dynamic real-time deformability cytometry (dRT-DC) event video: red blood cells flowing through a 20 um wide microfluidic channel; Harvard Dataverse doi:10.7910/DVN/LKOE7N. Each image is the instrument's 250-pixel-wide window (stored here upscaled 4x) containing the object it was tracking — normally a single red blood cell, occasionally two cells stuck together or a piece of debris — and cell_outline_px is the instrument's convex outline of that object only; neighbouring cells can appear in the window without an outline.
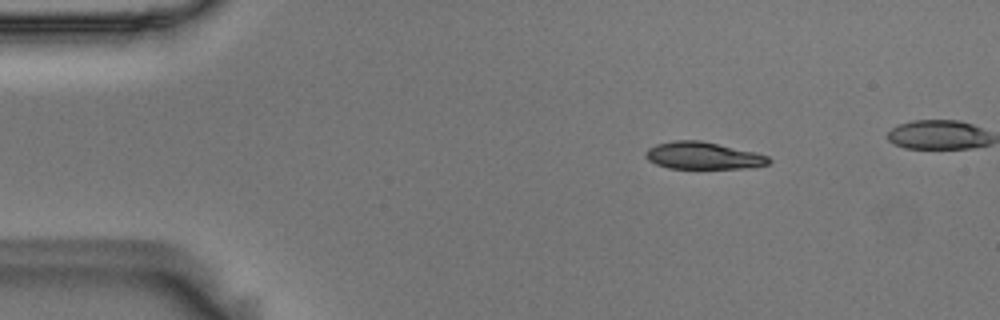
{"species": "Egyptian fruit bat (a non-hibernating species)", "species_latin": "Rousettus aegyptiacus", "temperature_condition": "room temperature", "stored_images_in_passage": 4, "camera_frame_rate_fps": 3000, "um_per_image_px": 0.085, "animal": {"sex": "male"}, "frame": {"image": 1, "passage_image": 1, "time_ms": 0.0, "image_size_px": [1000, 320], "cell_outline_px": [[772, 160], [768, 164], [748, 168], [668, 168], [656, 164], [648, 160], [644, 156], [644, 152], [648, 148], [656, 144], [672, 140], [700, 140], [756, 152], [768, 156]], "centroid_in_image_um": [59.74, 13.22], "position_along_channel_um": 25.3, "area_um2": 19.59}}